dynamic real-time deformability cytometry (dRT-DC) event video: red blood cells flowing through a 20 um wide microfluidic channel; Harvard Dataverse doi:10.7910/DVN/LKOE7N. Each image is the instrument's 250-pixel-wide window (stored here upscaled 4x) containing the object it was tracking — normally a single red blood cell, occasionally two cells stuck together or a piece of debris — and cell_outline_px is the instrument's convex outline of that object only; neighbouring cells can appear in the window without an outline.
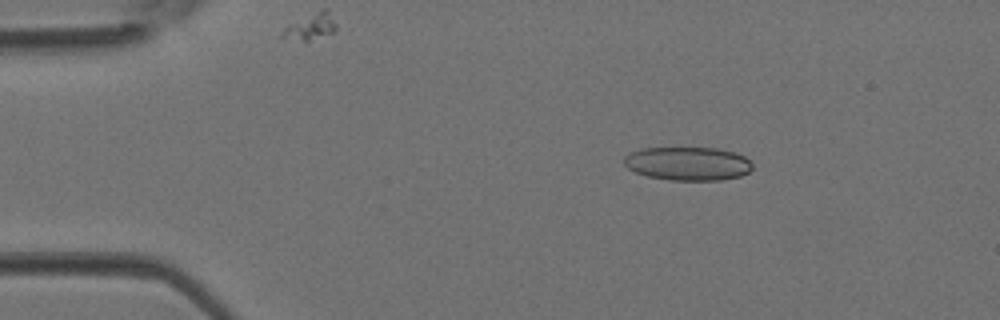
{"species": "Egyptian fruit bat (a non-hibernating species)", "species_latin": "Rousettus aegyptiacus", "temperature_condition": "room temperature", "stored_images_in_passage": 3, "camera_frame_rate_fps": 3000, "um_per_image_px": 0.085, "animal": {"sex": "female"}, "frame": {"image": 1, "passage_image": 2, "time_ms": 0.333, "image_size_px": [1000, 320], "cell_outline_px": [[752, 168], [748, 172], [740, 176], [720, 180], [668, 180], [648, 176], [636, 172], [628, 168], [624, 164], [624, 156], [640, 148], [716, 148], [736, 152], [744, 156], [752, 164]], "centroid_in_image_um": [58.47, 13.9], "position_along_channel_um": 26.5, "area_um2": 25.09}}